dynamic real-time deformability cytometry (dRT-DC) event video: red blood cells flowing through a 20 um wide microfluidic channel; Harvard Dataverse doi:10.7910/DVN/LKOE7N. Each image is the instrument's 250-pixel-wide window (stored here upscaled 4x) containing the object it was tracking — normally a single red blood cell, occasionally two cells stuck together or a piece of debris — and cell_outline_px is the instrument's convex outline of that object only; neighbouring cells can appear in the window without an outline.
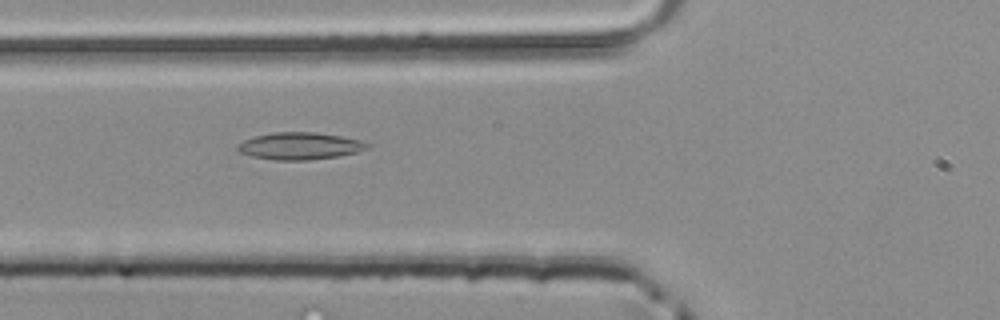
{"species": "common noctule bat (a hibernating species)", "species_latin": "Nyctalus noctula", "temperature_condition": "room temperature", "stored_images_in_passage": 37, "camera_frame_rate_fps": 3000, "um_per_image_px": 0.085, "animal": {"sex": "male", "body_mass_g": 20.4}, "frame": {"image": 1, "passage_image": 6, "time_ms": 1.667, "image_size_px": [1000, 320], "cell_outline_px": [[372, 144], [368, 148], [356, 152], [336, 156], [308, 160], [276, 160], [252, 156], [240, 152], [236, 148], [236, 144], [244, 140], [256, 136], [272, 132], [316, 132], [340, 136], [360, 140]], "centroid_in_image_um": [25.47, 12.4], "position_along_channel_um": 100.3, "area_um2": 20.4}}
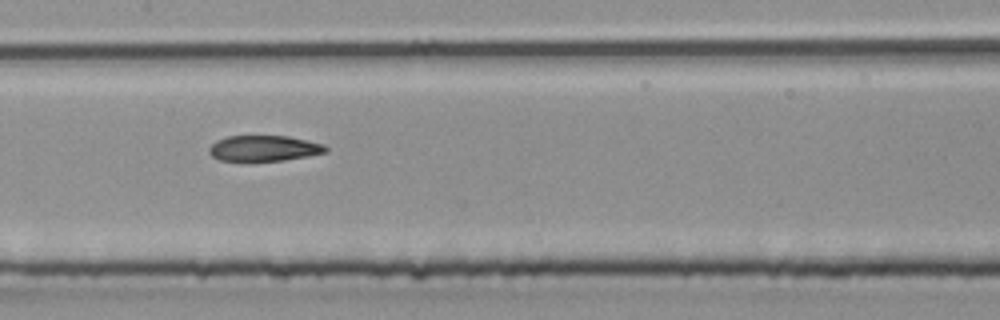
{"frame": {"image": 2, "passage_image": 12, "time_ms": 3.667, "image_size_px": [1000, 320], "cell_outline_px": [[328, 152], [308, 156], [284, 160], [248, 164], [244, 164], [220, 160], [212, 156], [208, 152], [208, 148], [216, 140], [224, 136], [288, 136], [324, 144], [328, 148]], "centroid_in_image_um": [22.37, 12.65], "position_along_channel_um": 185.0, "area_um2": 18.38}}
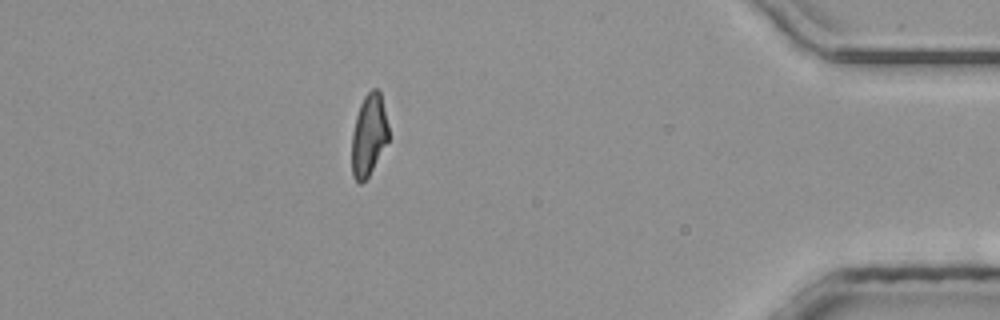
{"frame": {"image": 3, "passage_image": 31, "time_ms": 10.0, "image_size_px": [1000, 320], "cell_outline_px": [[388, 140], [368, 176], [360, 184], [352, 176], [352, 132], [356, 116], [360, 104], [364, 96], [372, 88], [380, 88], [388, 124]], "centroid_in_image_um": [31.34, 11.42], "position_along_channel_um": 403.9, "area_um2": 17.46}}